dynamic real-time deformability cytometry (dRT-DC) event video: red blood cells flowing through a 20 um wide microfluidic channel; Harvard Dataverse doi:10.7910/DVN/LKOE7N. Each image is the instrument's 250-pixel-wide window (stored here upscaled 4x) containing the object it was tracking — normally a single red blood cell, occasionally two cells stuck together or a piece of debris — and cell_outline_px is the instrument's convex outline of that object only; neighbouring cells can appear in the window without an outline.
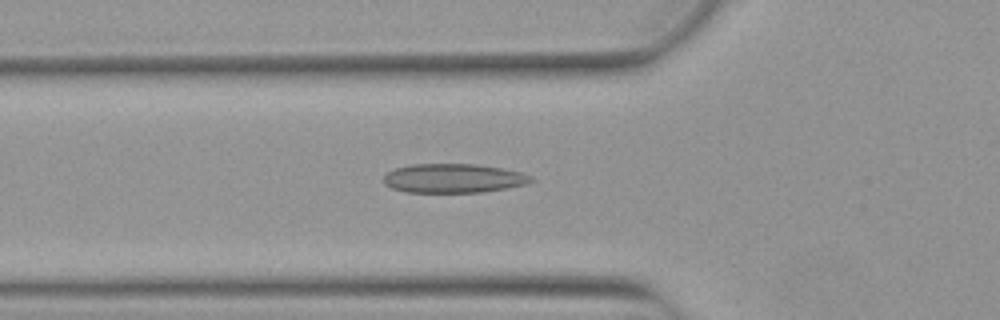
{"species": "Egyptian fruit bat (a non-hibernating species)", "species_latin": "Rousettus aegyptiacus", "temperature_condition": "warm", "stored_images_in_passage": 48, "camera_frame_rate_fps": 3000, "um_per_image_px": 0.085, "animal": {"sex": "female"}, "frame": {"image": 1, "passage_image": 14, "time_ms": 4.333, "image_size_px": [1000, 320], "cell_outline_px": [[536, 180], [528, 184], [508, 188], [484, 192], [408, 192], [392, 188], [384, 184], [384, 176], [388, 172], [396, 168], [412, 164], [476, 164], [500, 168], [520, 172], [532, 176]], "centroid_in_image_um": [38.59, 15.16], "position_along_channel_um": 87.2, "area_um2": 25.03}}
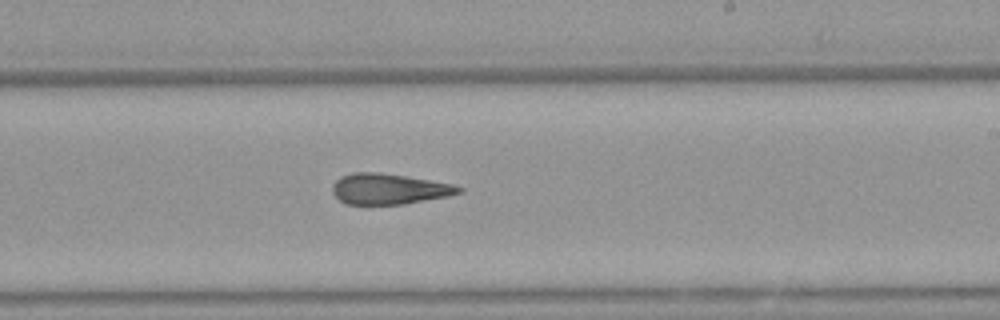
{"frame": {"image": 2, "passage_image": 27, "time_ms": 8.667, "image_size_px": [1000, 320], "cell_outline_px": [[464, 188], [460, 192], [448, 196], [404, 204], [344, 204], [332, 192], [332, 184], [340, 176], [352, 172], [380, 172], [452, 184]], "centroid_in_image_um": [33.01, 16.06], "position_along_channel_um": 256.0, "area_um2": 22.48}}
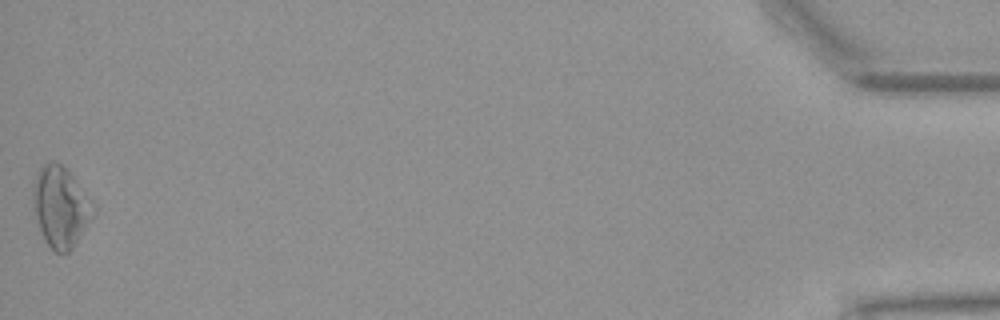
{"frame": {"image": 3, "passage_image": 48, "time_ms": 15.667, "image_size_px": [1000, 320], "cell_outline_px": [[96, 212], [72, 248], [68, 252], [56, 252], [44, 240], [36, 216], [32, 192], [32, 184], [36, 172], [44, 164], [56, 160], [72, 176], [92, 200], [96, 208]], "centroid_in_image_um": [5.15, 17.56], "position_along_channel_um": 430.0, "area_um2": 27.98}, "authors_computed_cell_mechanics": {"area_um2": 24.0737, "velocity_mm_per_s": 3.9008, "shape_relaxation_time_tau1_ms": null, "shape_relaxation_time_tau2_ms": 3.3866, "deformation_change_tau1": null, "deformation_change_tau2": 0.14}}